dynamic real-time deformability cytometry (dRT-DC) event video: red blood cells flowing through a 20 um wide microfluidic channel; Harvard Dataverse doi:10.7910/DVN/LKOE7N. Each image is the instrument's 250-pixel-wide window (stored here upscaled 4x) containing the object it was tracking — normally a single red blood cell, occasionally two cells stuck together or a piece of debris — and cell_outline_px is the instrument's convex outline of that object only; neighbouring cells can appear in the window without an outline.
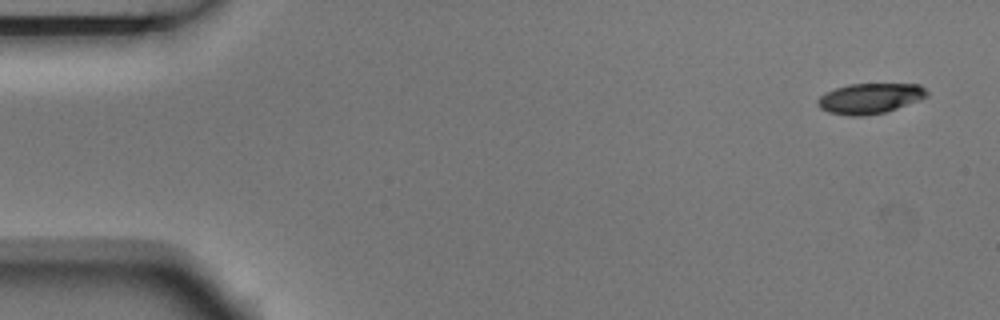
{"species": "Egyptian fruit bat (a non-hibernating species)", "species_latin": "Rousettus aegyptiacus", "temperature_condition": "room temperature", "stored_images_in_passage": 6, "camera_frame_rate_fps": 3000, "um_per_image_px": 0.085, "animal": {"sex": "male"}, "frame": {"image": 1, "passage_image": 1, "time_ms": 0.0, "image_size_px": [1000, 320], "cell_outline_px": [[928, 96], [920, 100], [884, 112], [864, 116], [848, 116], [828, 112], [820, 108], [816, 104], [816, 100], [824, 92], [848, 84], [920, 84], [928, 92]], "centroid_in_image_um": [73.91, 8.36], "position_along_channel_um": 11.1, "area_um2": 19.42}}
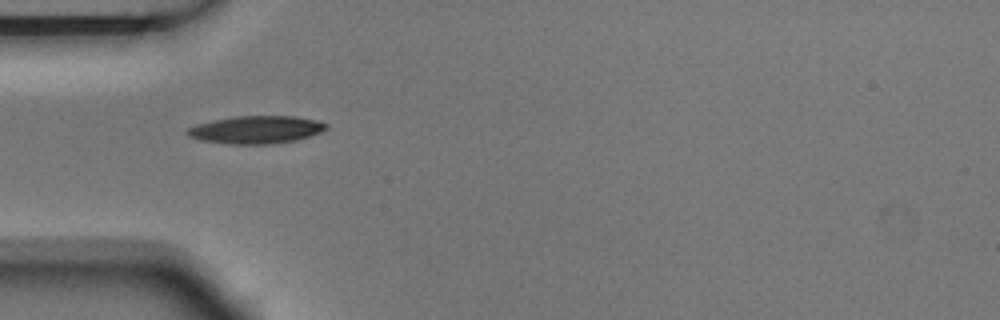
{"frame": {"image": 2, "passage_image": 5, "time_ms": 1.333, "image_size_px": [1000, 320], "cell_outline_px": [[328, 128], [320, 132], [296, 140], [272, 144], [232, 144], [200, 140], [188, 136], [184, 132], [188, 128], [196, 124], [212, 120], [236, 116], [296, 116], [316, 120], [328, 124]], "centroid_in_image_um": [21.75, 11.02], "position_along_channel_um": 63.3, "area_um2": 22.48}}
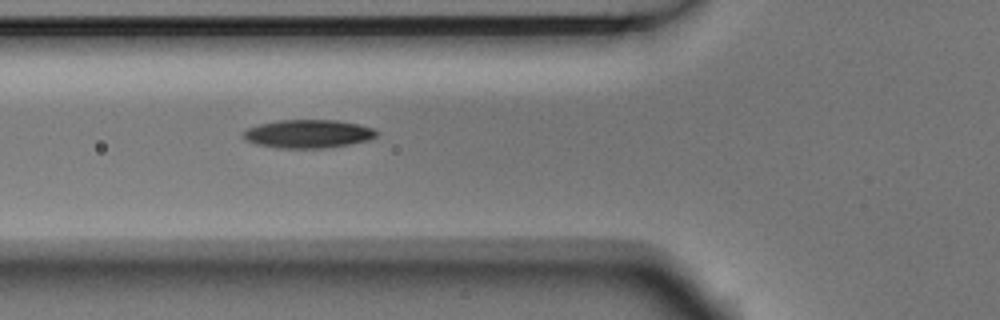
{"frame": {"image": 3, "passage_image": 6, "time_ms": 1.667, "image_size_px": [1000, 320], "cell_outline_px": [[380, 132], [376, 136], [368, 140], [328, 148], [280, 148], [256, 144], [244, 140], [244, 132], [248, 128], [260, 124], [276, 120], [336, 120], [356, 124], [372, 128]], "centroid_in_image_um": [26.19, 11.38], "position_along_channel_um": 99.6, "area_um2": 21.91}}